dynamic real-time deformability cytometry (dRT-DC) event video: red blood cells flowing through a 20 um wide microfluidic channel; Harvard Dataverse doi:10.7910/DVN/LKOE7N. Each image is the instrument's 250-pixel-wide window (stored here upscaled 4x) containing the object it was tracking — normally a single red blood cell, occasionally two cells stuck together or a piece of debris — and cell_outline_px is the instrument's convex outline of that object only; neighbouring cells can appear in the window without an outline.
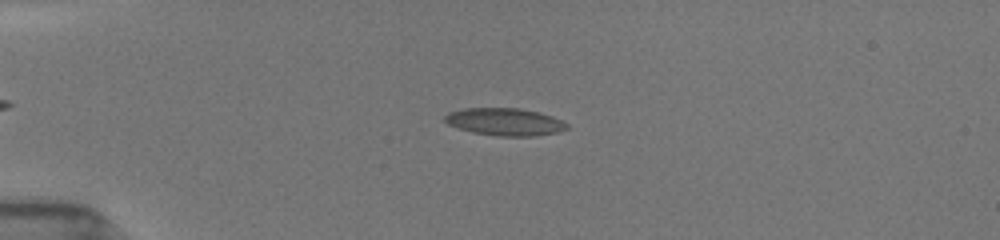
{"species": "common noctule bat (a hibernating species)", "species_latin": "Nyctalus noctula", "temperature_condition": "room temperature", "stored_images_in_passage": 27, "camera_frame_rate_fps": 3000, "um_per_image_px": 0.085, "animal": {"sex": "female", "body_mass_g": 19.5, "forearm_length_mm": 54.1}, "frame": {"image": 1, "passage_image": 9, "time_ms": 3.667, "image_size_px": [1000, 240], "cell_outline_px": [[568, 128], [560, 132], [536, 136], [496, 136], [472, 132], [448, 124], [444, 120], [444, 116], [448, 112], [464, 108], [520, 108], [540, 112], [552, 116], [568, 124]], "centroid_in_image_um": [42.93, 10.35], "position_along_channel_um": 42.1, "area_um2": 19.65}}
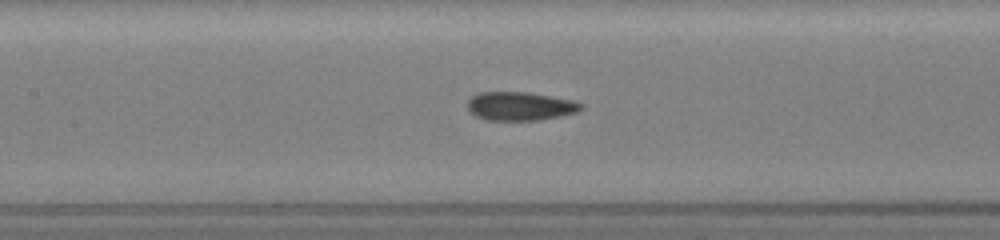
{"frame": {"image": 2, "passage_image": 20, "time_ms": 7.667, "image_size_px": [1000, 240], "cell_outline_px": [[584, 108], [576, 112], [560, 116], [540, 120], [488, 120], [476, 116], [468, 112], [468, 100], [472, 96], [480, 92], [528, 92], [572, 100], [584, 104]], "centroid_in_image_um": [44.21, 9.02], "position_along_channel_um": 163.2, "area_um2": 18.96}}
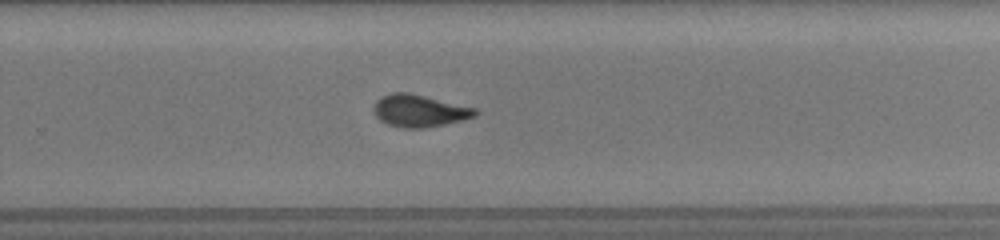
{"frame": {"image": 3, "passage_image": 27, "time_ms": 11.0, "image_size_px": [1000, 240], "cell_outline_px": [[480, 112], [476, 116], [444, 124], [424, 128], [404, 128], [388, 124], [380, 120], [376, 116], [372, 108], [376, 100], [380, 96], [392, 92], [408, 92], [476, 108]], "centroid_in_image_um": [35.62, 9.4], "position_along_channel_um": 294.2, "area_um2": 19.07}}